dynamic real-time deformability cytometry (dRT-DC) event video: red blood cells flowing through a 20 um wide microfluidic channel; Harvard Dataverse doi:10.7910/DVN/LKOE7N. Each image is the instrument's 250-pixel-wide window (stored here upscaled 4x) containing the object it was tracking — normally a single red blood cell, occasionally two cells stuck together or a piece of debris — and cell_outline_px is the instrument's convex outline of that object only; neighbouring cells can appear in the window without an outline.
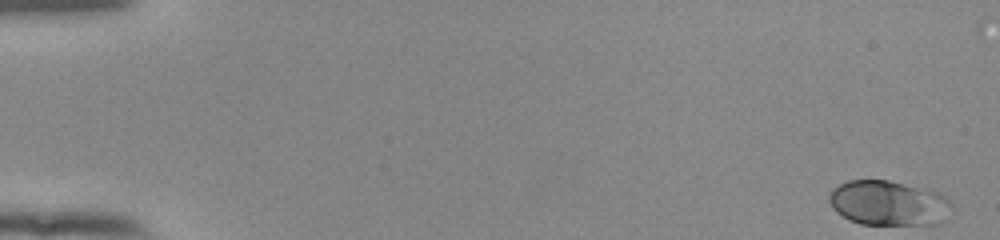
{"species": "human", "species_latin": "Homo sapiens", "temperature_condition": "room temperature", "stored_images_in_passage": 53, "camera_frame_rate_fps": 3000, "um_per_image_px": 0.085, "donor": {"sex": "female"}, "frame": {"image": 1, "passage_image": 1, "time_ms": 0.0, "image_size_px": [1000, 240], "cell_outline_px": [[952, 208], [940, 224], [860, 224], [848, 220], [836, 212], [832, 208], [828, 200], [828, 196], [832, 188], [848, 180], [888, 180], [940, 192], [952, 204]], "centroid_in_image_um": [75.49, 17.26], "position_along_channel_um": 9.5, "area_um2": 32.25}}
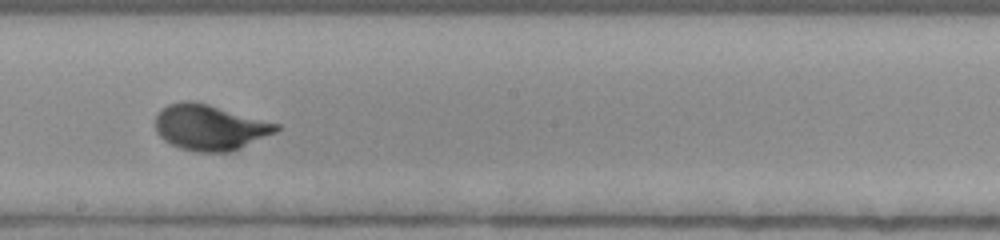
{"frame": {"image": 2, "passage_image": 31, "time_ms": 10.0, "image_size_px": [1000, 240], "cell_outline_px": [[280, 128], [276, 132], [232, 152], [196, 152], [180, 148], [164, 140], [156, 132], [156, 116], [160, 108], [168, 104], [184, 100], [196, 100], [280, 124]], "centroid_in_image_um": [17.83, 10.81], "position_along_channel_um": 230.4, "area_um2": 32.48}}
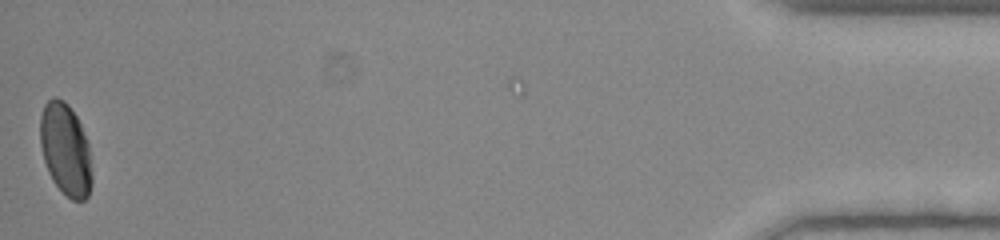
{"frame": {"image": 3, "passage_image": 53, "time_ms": 17.333, "image_size_px": [1000, 240], "cell_outline_px": [[92, 184], [88, 196], [84, 200], [72, 200], [52, 180], [48, 172], [44, 160], [40, 144], [40, 116], [44, 104], [52, 96], [56, 96], [64, 100], [68, 104], [76, 116], [80, 124], [88, 144], [92, 172]], "centroid_in_image_um": [5.56, 12.68], "position_along_channel_um": 429.6, "area_um2": 27.8}, "authors_computed_cell_mechanics": {"area_um2": 30.634, "velocity_mm_per_s": 3.8931, "shape_relaxation_time_tau1_ms": 2.4269, "shape_relaxation_time_tau2_ms": null, "deformation_change_tau1": 0.1367, "deformation_change_tau2": null}}